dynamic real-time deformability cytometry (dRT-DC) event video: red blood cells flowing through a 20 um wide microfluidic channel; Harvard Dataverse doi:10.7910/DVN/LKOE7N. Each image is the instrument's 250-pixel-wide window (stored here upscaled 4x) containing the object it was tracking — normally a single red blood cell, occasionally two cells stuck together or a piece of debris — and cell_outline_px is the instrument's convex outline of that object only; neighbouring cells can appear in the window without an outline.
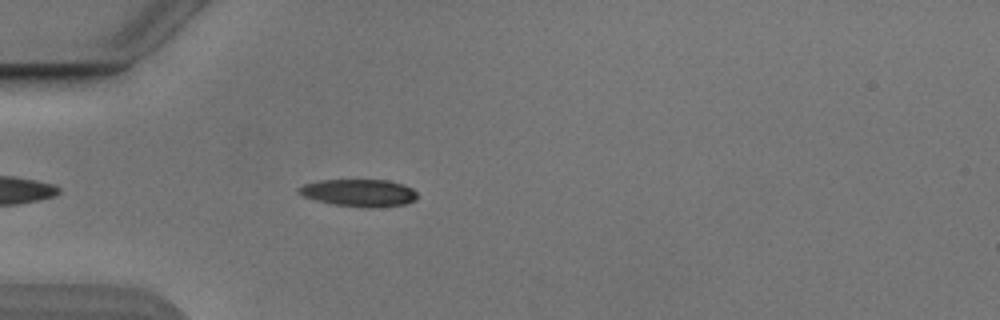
{"species": "Egyptian fruit bat (a non-hibernating species)", "species_latin": "Rousettus aegyptiacus", "temperature_condition": "cold", "stored_images_in_passage": 42, "camera_frame_rate_fps": 3000, "um_per_image_px": 0.085, "animal": {"sex": "male"}, "frame": {"image": 1, "passage_image": 5, "time_ms": 1.333, "image_size_px": [1000, 320], "cell_outline_px": [[416, 200], [404, 204], [372, 208], [364, 208], [332, 204], [316, 200], [304, 196], [296, 192], [296, 188], [304, 184], [320, 180], [388, 180], [404, 184], [412, 188], [416, 192]], "centroid_in_image_um": [30.5, 16.39], "position_along_channel_um": 54.5, "area_um2": 19.02}}
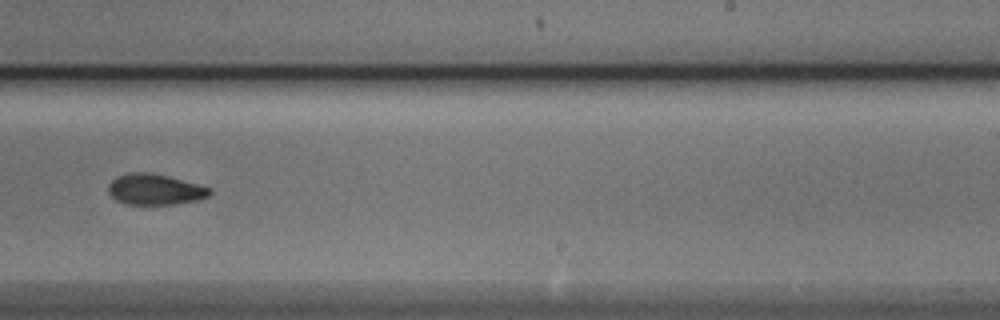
{"frame": {"image": 2, "passage_image": 23, "time_ms": 7.333, "image_size_px": [1000, 320], "cell_outline_px": [[212, 192], [208, 196], [196, 200], [176, 204], [124, 204], [116, 200], [108, 192], [108, 184], [116, 176], [128, 172], [148, 172], [168, 176], [212, 188]], "centroid_in_image_um": [13.14, 16.09], "position_along_channel_um": 275.9, "area_um2": 18.26}}
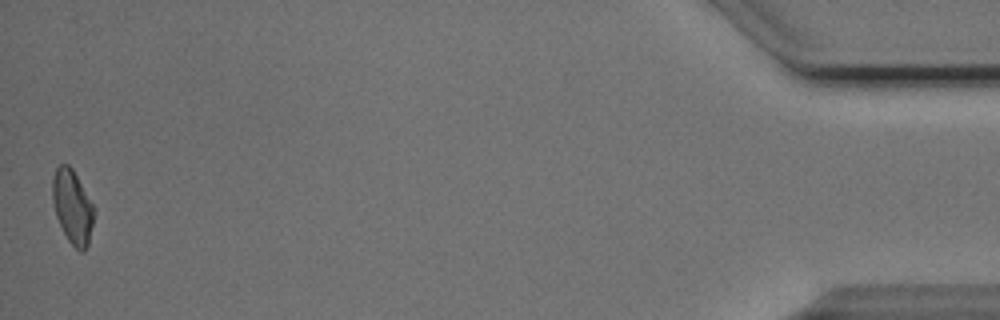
{"frame": {"image": 3, "passage_image": 42, "time_ms": 13.667, "image_size_px": [1000, 320], "cell_outline_px": [[96, 208], [88, 244], [84, 252], [80, 252], [68, 240], [56, 216], [52, 200], [52, 180], [56, 168], [60, 164], [68, 164], [72, 168]], "centroid_in_image_um": [6.17, 17.57], "position_along_channel_um": 429.0, "area_um2": 17.92}, "authors_computed_cell_mechanics": {"area_um2": 18.6983, "velocity_mm_per_s": 3.8513, "shape_relaxation_time_tau1_ms": 3.9316, "shape_relaxation_time_tau2_ms": 2.7923, "deformation_change_tau1": 0.1173, "deformation_change_tau2": 0.081}}